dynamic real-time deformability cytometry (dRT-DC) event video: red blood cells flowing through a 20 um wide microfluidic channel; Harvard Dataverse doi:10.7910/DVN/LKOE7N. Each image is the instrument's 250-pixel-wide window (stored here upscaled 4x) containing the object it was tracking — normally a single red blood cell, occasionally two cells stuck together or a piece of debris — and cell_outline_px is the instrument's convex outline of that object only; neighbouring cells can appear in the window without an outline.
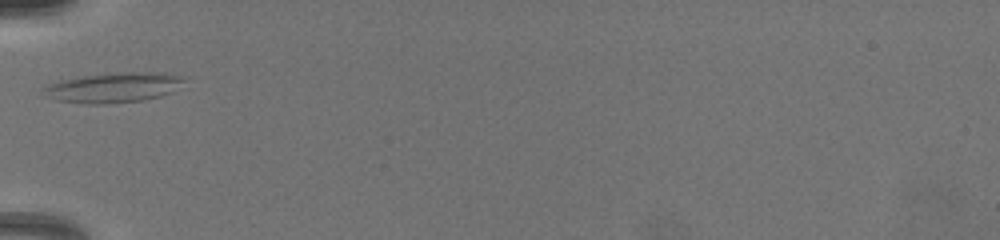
{"species": "common noctule bat (a hibernating species)", "species_latin": "Nyctalus noctula", "temperature_condition": "warm", "stored_images_in_passage": 43, "camera_frame_rate_fps": 3000, "um_per_image_px": 0.085, "animal": {"sex": "female", "body_mass_g": 19.5, "forearm_length_mm": 54.1}, "frame": {"image": 1, "passage_image": 1, "time_ms": 0.0, "image_size_px": [1000, 240], "cell_outline_px": [[188, 76], [172, 92], [160, 96], [140, 100], [104, 104], [88, 104], [60, 100], [44, 96], [44, 88], [48, 84], [60, 80], [84, 76], [124, 72], [168, 72]], "centroid_in_image_um": [9.7, 7.42], "position_along_channel_um": 75.3, "area_um2": 24.45}}
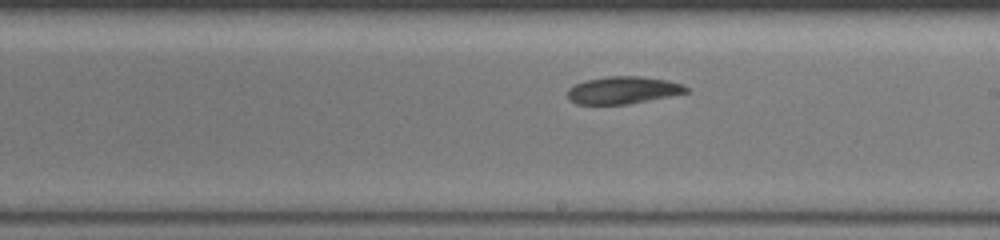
{"frame": {"image": 2, "passage_image": 17, "time_ms": 4.0, "image_size_px": [1000, 240], "cell_outline_px": [[688, 92], [628, 104], [576, 104], [568, 96], [568, 88], [576, 84], [588, 80], [608, 76], [640, 76], [668, 80], [680, 84], [688, 88]], "centroid_in_image_um": [52.95, 7.66], "position_along_channel_um": 236.0, "area_um2": 18.55}}
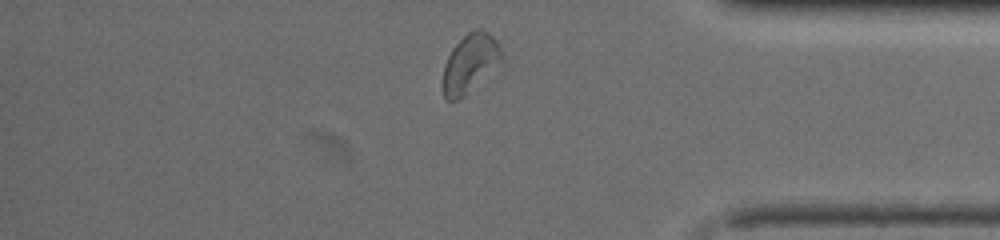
{"frame": {"image": 3, "passage_image": 35, "time_ms": 8.333, "image_size_px": [1000, 240], "cell_outline_px": [[508, 60], [504, 72], [464, 96], [456, 100], [448, 100], [444, 96], [440, 84], [444, 64], [452, 48], [468, 32], [476, 28], [480, 28], [488, 32], [496, 40]], "centroid_in_image_um": [40.12, 5.46], "position_along_channel_um": 395.1, "area_um2": 22.37}}